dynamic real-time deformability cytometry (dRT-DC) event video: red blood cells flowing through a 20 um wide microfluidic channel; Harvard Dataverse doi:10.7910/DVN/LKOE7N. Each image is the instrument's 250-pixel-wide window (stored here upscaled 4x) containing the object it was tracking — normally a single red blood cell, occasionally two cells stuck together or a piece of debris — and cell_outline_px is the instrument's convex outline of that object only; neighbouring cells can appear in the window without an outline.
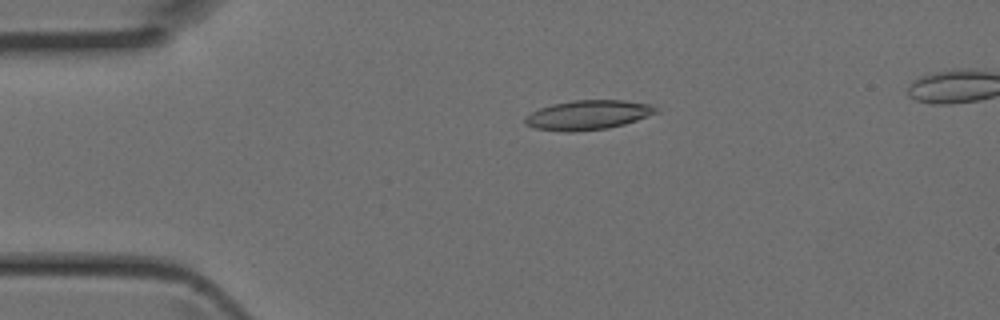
{"species": "Egyptian fruit bat (a non-hibernating species)", "species_latin": "Rousettus aegyptiacus", "temperature_condition": "room temperature", "stored_images_in_passage": 37, "camera_frame_rate_fps": 3000, "um_per_image_px": 0.085, "animal": {"sex": "female"}, "frame": {"image": 1, "passage_image": 3, "time_ms": 0.667, "image_size_px": [1000, 320], "cell_outline_px": [[660, 112], [624, 124], [608, 128], [572, 132], [564, 132], [536, 128], [524, 124], [524, 116], [540, 108], [552, 104], [572, 100], [624, 100], [652, 104], [660, 108]], "centroid_in_image_um": [50.01, 9.76], "position_along_channel_um": 35.0, "area_um2": 22.72}}
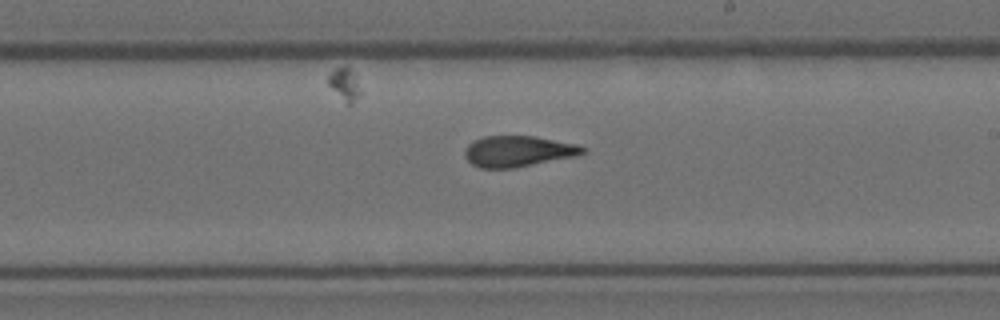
{"frame": {"image": 2, "passage_image": 19, "time_ms": 6.0, "image_size_px": [1000, 320], "cell_outline_px": [[588, 152], [576, 156], [516, 168], [480, 168], [472, 164], [464, 156], [464, 152], [468, 144], [484, 136], [536, 136], [576, 144], [588, 148]], "centroid_in_image_um": [44.08, 12.86], "position_along_channel_um": 244.9, "area_um2": 21.44}}
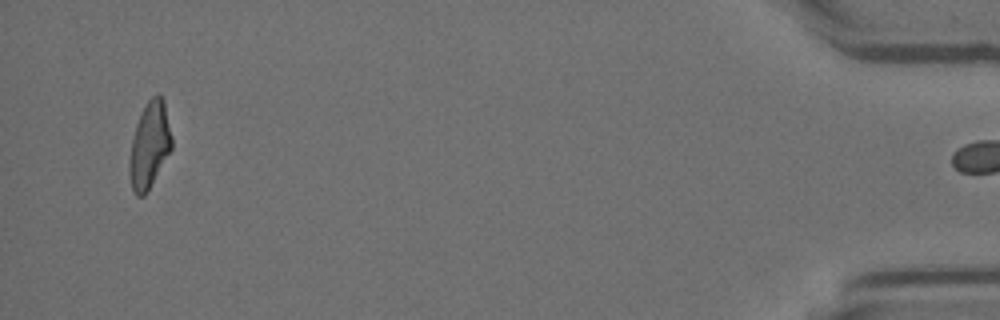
{"frame": {"image": 3, "passage_image": 36, "time_ms": 11.667, "image_size_px": [1000, 320], "cell_outline_px": [[172, 148], [144, 196], [136, 196], [132, 192], [128, 168], [128, 164], [132, 140], [136, 124], [140, 112], [148, 100], [156, 92], [160, 92], [164, 100], [172, 136]], "centroid_in_image_um": [12.7, 12.3], "position_along_channel_um": 422.5, "area_um2": 21.39}}